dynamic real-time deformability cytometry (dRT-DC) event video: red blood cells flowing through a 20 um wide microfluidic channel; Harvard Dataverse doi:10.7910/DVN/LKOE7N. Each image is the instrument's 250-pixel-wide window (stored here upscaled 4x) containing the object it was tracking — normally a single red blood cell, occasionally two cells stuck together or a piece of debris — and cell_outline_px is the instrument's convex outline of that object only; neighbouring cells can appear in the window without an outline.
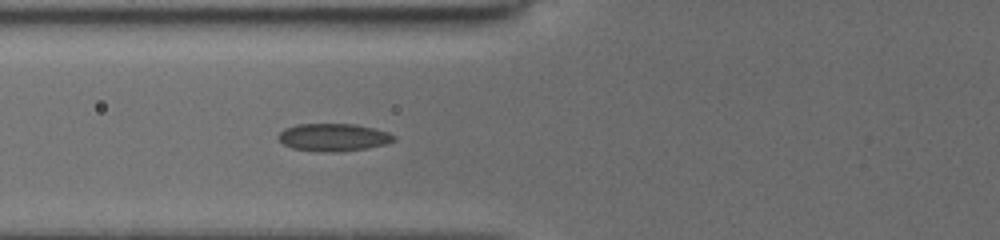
{"species": "common noctule bat (a hibernating species)", "species_latin": "Nyctalus noctula", "temperature_condition": "cold", "stored_images_in_passage": 52, "camera_frame_rate_fps": 3000, "um_per_image_px": 0.085, "animal": {"sex": "female", "body_mass_g": 19.5, "forearm_length_mm": 54.1}, "frame": {"image": 1, "passage_image": 30, "time_ms": 7.333, "image_size_px": [1000, 240], "cell_outline_px": [[396, 140], [384, 144], [368, 148], [340, 152], [320, 152], [292, 148], [276, 140], [276, 136], [284, 128], [296, 124], [356, 124], [388, 132], [396, 136]], "centroid_in_image_um": [28.3, 11.68], "position_along_channel_um": 97.5, "area_um2": 18.84}}
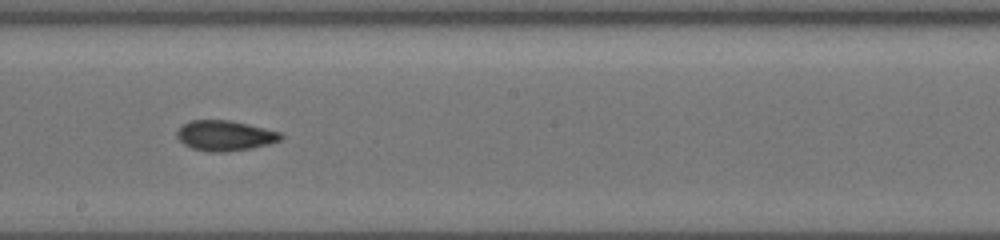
{"frame": {"image": 2, "passage_image": 37, "time_ms": 10.667, "image_size_px": [1000, 240], "cell_outline_px": [[284, 136], [280, 140], [268, 144], [252, 148], [224, 152], [208, 152], [192, 148], [184, 144], [176, 136], [176, 132], [184, 124], [192, 120], [228, 120], [248, 124], [280, 132]], "centroid_in_image_um": [19.12, 11.53], "position_along_channel_um": 229.1, "area_um2": 18.21}}
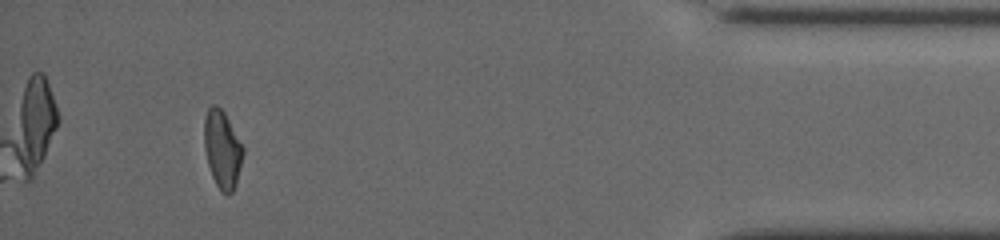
{"frame": {"image": 3, "passage_image": 49, "time_ms": 16.667, "image_size_px": [1000, 240], "cell_outline_px": [[244, 152], [236, 184], [232, 192], [228, 196], [220, 192], [212, 176], [208, 164], [204, 148], [204, 116], [208, 108], [212, 104], [216, 104], [224, 112], [244, 148]], "centroid_in_image_um": [18.88, 12.7], "position_along_channel_um": 416.3, "area_um2": 17.69}, "authors_computed_cell_mechanics": {"area_um2": 18.1203, "velocity_mm_per_s": 3.9381, "shape_relaxation_time_tau1_ms": 7.0511, "shape_relaxation_time_tau2_ms": 3.2562, "deformation_change_tau1": 0.1448, "deformation_change_tau2": 0.0721}}